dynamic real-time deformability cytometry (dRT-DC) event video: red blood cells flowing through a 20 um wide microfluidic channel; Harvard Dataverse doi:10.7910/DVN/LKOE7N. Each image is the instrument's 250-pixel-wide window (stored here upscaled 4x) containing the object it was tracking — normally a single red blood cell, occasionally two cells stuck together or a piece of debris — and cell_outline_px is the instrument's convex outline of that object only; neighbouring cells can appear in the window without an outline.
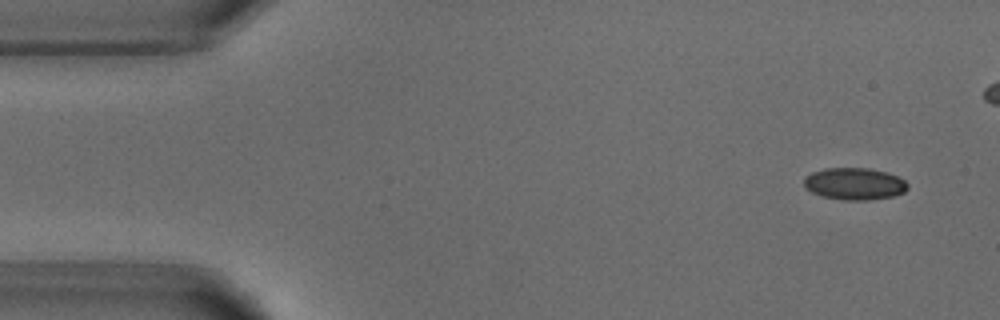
{"species": "common noctule bat (a hibernating species)", "species_latin": "Nyctalus noctula", "temperature_condition": "warm", "stored_images_in_passage": 4, "camera_frame_rate_fps": 3000, "um_per_image_px": 0.085, "animal": {"sex": "male", "body_mass_g": 18.8}, "frame": {"image": 1, "passage_image": 1, "time_ms": 0.0, "image_size_px": [1000, 320], "cell_outline_px": [[908, 188], [904, 192], [892, 196], [868, 200], [844, 200], [820, 196], [804, 188], [804, 176], [812, 172], [824, 168], [868, 168], [888, 172], [904, 180], [908, 184]], "centroid_in_image_um": [72.6, 15.62], "position_along_channel_um": 12.4, "area_um2": 19.48}}